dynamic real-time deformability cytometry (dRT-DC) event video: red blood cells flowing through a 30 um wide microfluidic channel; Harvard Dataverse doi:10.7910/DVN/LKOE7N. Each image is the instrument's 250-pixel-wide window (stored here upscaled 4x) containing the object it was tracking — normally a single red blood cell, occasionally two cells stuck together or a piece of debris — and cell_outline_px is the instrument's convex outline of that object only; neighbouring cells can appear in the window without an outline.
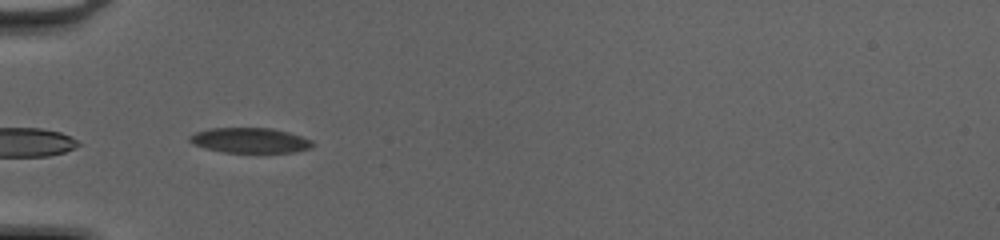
{"species": "common noctule bat (a hibernating species)", "species_latin": "Nyctalus noctula", "temperature_condition": "cold", "stored_images_in_passage": 11, "camera_frame_rate_fps": 3000, "um_per_image_px": 0.085, "animal": {"sex": "female", "body_mass_g": 20.0, "forearm_length_mm": 54.0}, "frame": {"image": 1, "passage_image": 1, "time_ms": 0.0, "image_size_px": [1000, 240], "cell_outline_px": [[312, 144], [308, 148], [292, 152], [224, 152], [204, 148], [188, 140], [188, 136], [196, 132], [212, 128], [268, 128], [288, 132], [312, 140]], "centroid_in_image_um": [21.2, 11.92], "position_along_channel_um": 63.8, "area_um2": 17.63}}